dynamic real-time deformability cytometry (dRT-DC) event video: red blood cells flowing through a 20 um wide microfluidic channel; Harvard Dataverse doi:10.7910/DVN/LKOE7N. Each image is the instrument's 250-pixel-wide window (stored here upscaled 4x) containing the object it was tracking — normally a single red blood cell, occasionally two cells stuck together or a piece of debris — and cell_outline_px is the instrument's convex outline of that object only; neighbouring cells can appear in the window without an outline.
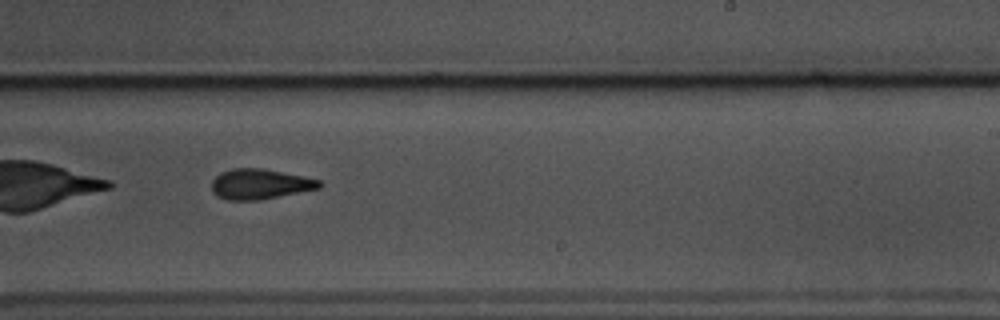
{"species": "common noctule bat (a hibernating species)", "species_latin": "Nyctalus noctula", "temperature_condition": "warm", "stored_images_in_passage": 39, "camera_frame_rate_fps": 3000, "um_per_image_px": 0.085, "animal": {"sex": "male", "body_mass_g": 17.5, "forearm_length_mm": 52.3}, "frame": {"image": 1, "passage_image": 17, "time_ms": 5.333, "image_size_px": [1000, 320], "cell_outline_px": [[324, 184], [320, 188], [260, 200], [228, 200], [216, 196], [212, 192], [212, 180], [220, 172], [232, 168], [264, 168], [304, 176], [320, 180]], "centroid_in_image_um": [22.09, 15.64], "position_along_channel_um": 266.9, "area_um2": 19.19}}